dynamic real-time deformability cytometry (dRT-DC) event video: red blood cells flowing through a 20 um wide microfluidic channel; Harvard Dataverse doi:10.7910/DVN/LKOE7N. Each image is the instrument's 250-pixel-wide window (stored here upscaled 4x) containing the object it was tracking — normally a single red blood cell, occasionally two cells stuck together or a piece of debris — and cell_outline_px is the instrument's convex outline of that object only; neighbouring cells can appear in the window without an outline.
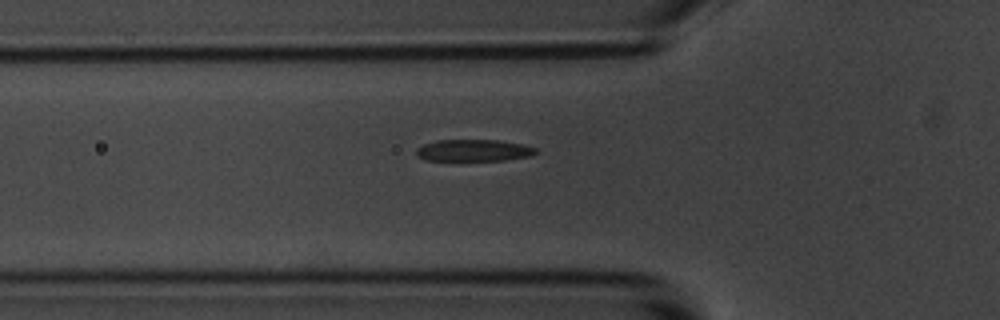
{"species": "common noctule bat (a hibernating species)", "species_latin": "Nyctalus noctula", "temperature_condition": "room temperature", "stored_images_in_passage": 40, "camera_frame_rate_fps": 3000, "um_per_image_px": 0.085, "animal": {"sex": "male", "body_mass_g": 20.1, "forearm_length_mm": 53.5}, "frame": {"image": 1, "passage_image": 3, "time_ms": 0.667, "image_size_px": [1000, 320], "cell_outline_px": [[536, 152], [528, 156], [504, 160], [424, 160], [416, 156], [416, 148], [424, 144], [436, 140], [500, 140], [524, 144], [536, 148]], "centroid_in_image_um": [40.22, 12.77], "position_along_channel_um": 85.6, "area_um2": 15.14}}
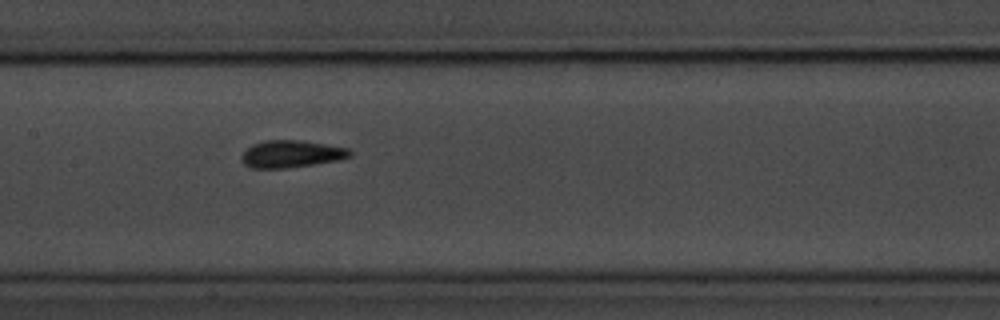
{"frame": {"image": 2, "passage_image": 11, "time_ms": 3.333, "image_size_px": [1000, 320], "cell_outline_px": [[352, 156], [340, 160], [288, 168], [252, 168], [244, 164], [240, 160], [240, 156], [252, 144], [264, 140], [300, 140], [348, 148], [352, 152]], "centroid_in_image_um": [24.75, 13.09], "position_along_channel_um": 182.6, "area_um2": 17.28}}
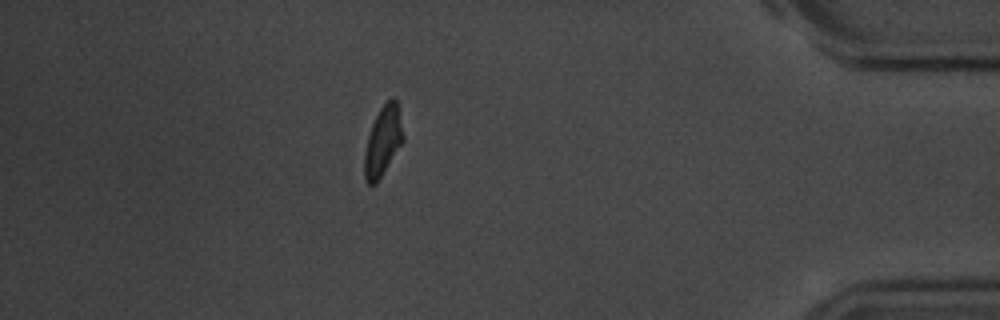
{"frame": {"image": 3, "passage_image": 33, "time_ms": 10.667, "image_size_px": [1000, 320], "cell_outline_px": [[404, 140], [376, 184], [368, 184], [364, 180], [364, 152], [368, 136], [372, 124], [380, 108], [392, 96], [396, 100], [404, 136]], "centroid_in_image_um": [32.53, 12.02], "position_along_channel_um": 402.7, "area_um2": 15.55}}